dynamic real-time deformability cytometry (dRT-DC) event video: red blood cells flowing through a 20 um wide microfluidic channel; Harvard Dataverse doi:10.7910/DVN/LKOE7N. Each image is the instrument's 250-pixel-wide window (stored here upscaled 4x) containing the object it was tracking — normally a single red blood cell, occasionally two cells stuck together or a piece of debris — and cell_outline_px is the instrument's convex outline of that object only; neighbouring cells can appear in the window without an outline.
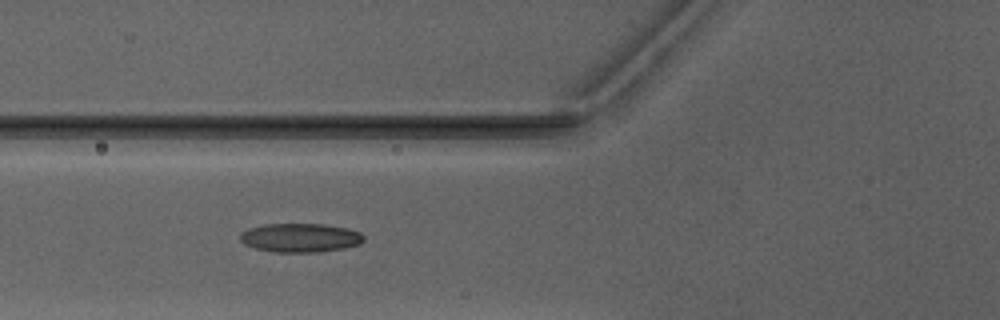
{"species": "Egyptian fruit bat (a non-hibernating species)", "species_latin": "Rousettus aegyptiacus", "temperature_condition": "warm", "stored_images_in_passage": 7, "camera_frame_rate_fps": 3000, "um_per_image_px": 0.085, "animal": {"sex": "male"}, "frame": {"image": 1, "passage_image": 6, "time_ms": 6.333, "image_size_px": [1000, 320], "cell_outline_px": [[364, 240], [360, 244], [344, 248], [320, 252], [272, 252], [256, 248], [244, 244], [240, 240], [240, 236], [248, 228], [264, 224], [324, 224], [348, 228], [360, 232], [364, 236]], "centroid_in_image_um": [25.55, 20.21], "position_along_channel_um": 100.3, "area_um2": 20.87}}